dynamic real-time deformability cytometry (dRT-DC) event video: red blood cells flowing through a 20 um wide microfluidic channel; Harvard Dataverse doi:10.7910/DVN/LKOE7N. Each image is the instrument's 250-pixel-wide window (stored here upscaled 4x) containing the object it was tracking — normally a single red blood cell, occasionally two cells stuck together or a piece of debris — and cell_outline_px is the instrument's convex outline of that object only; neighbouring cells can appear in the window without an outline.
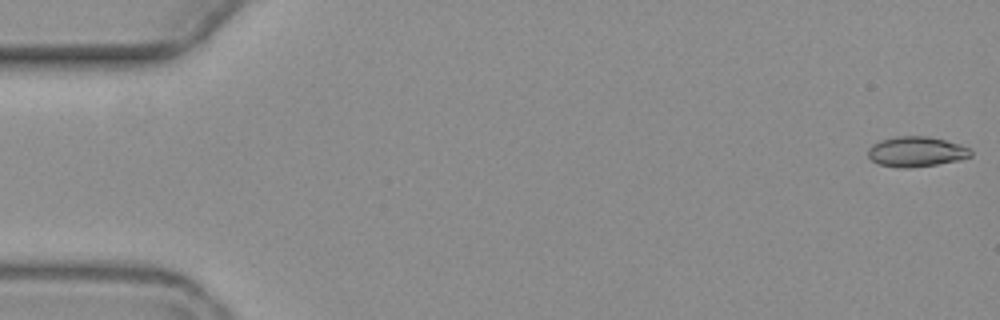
{"species": "common noctule bat (a hibernating species)", "species_latin": "Nyctalus noctula", "temperature_condition": "warm", "stored_images_in_passage": 6, "camera_frame_rate_fps": 3000, "um_per_image_px": 0.085, "animal": {"sex": "female", "body_mass_g": 19.3, "forearm_length_mm": 54.1}, "frame": {"image": 1, "passage_image": 1, "time_ms": 0.0, "image_size_px": [1000, 320], "cell_outline_px": [[972, 156], [960, 160], [936, 164], [908, 168], [900, 168], [876, 164], [868, 156], [868, 148], [872, 144], [880, 140], [896, 136], [928, 136], [960, 144], [968, 148], [972, 152]], "centroid_in_image_um": [77.86, 12.89], "position_along_channel_um": 7.1, "area_um2": 18.15}}
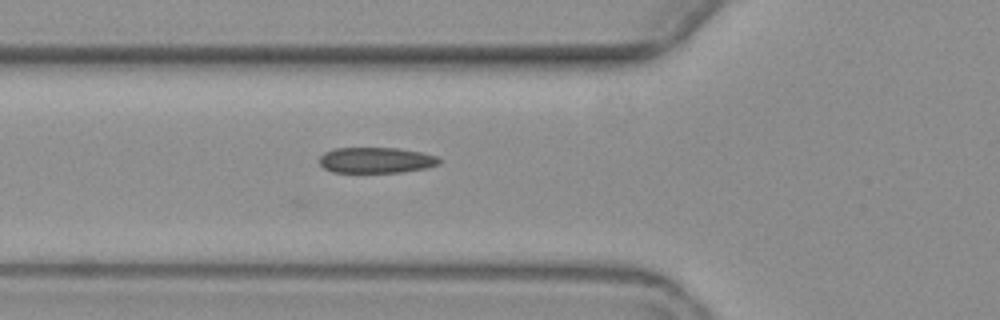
{"frame": {"image": 2, "passage_image": 6, "time_ms": 6.667, "image_size_px": [1000, 320], "cell_outline_px": [[440, 164], [424, 168], [404, 172], [332, 172], [324, 168], [320, 164], [320, 156], [324, 152], [336, 148], [400, 148], [440, 156]], "centroid_in_image_um": [31.99, 13.61], "position_along_channel_um": 93.8, "area_um2": 18.03}}